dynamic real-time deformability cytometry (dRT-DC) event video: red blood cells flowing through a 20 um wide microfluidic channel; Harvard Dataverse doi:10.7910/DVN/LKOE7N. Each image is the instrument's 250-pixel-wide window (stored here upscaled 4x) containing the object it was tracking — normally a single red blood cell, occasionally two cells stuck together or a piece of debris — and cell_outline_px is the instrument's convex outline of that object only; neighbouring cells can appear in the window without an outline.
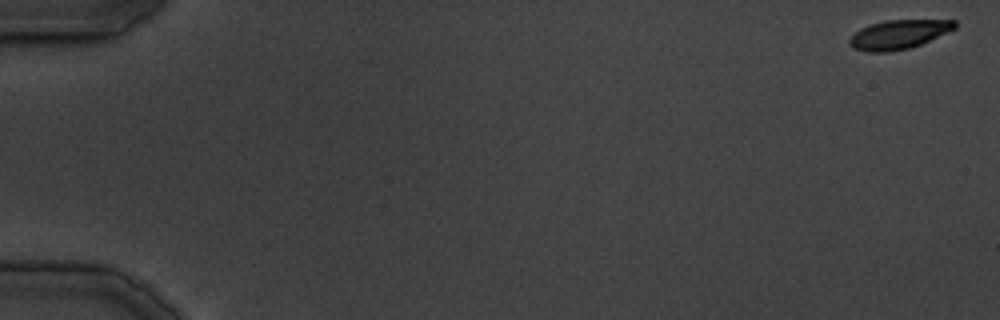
{"species": "common noctule bat (a hibernating species)", "species_latin": "Nyctalus noctula", "temperature_condition": "cold", "stored_images_in_passage": 42, "segment_of_instrument_passage": [1, 2], "camera_frame_rate_fps": 3000, "um_per_image_px": 0.085, "animal": {"sex": "male", "body_mass_g": 19.5, "forearm_length_mm": 54.6}, "frame": {"image": 1, "passage_image": 1, "time_ms": 0.0, "image_size_px": [1000, 320], "cell_outline_px": [[956, 28], [920, 44], [908, 48], [888, 52], [868, 52], [856, 48], [848, 44], [848, 40], [860, 28], [884, 20], [956, 20]], "centroid_in_image_um": [76.37, 2.92], "position_along_channel_um": 8.6, "area_um2": 17.57}}
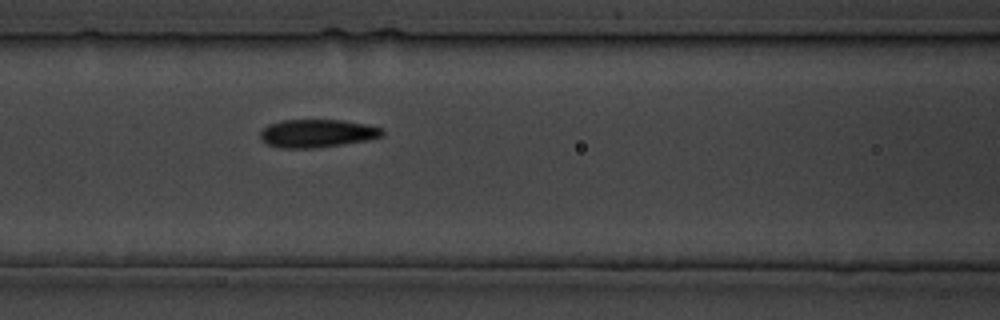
{"frame": {"image": 2, "passage_image": 19, "time_ms": 20.333, "image_size_px": [1000, 320], "cell_outline_px": [[384, 132], [380, 136], [368, 140], [316, 148], [280, 148], [268, 144], [260, 140], [260, 132], [268, 124], [280, 120], [344, 120], [368, 124], [384, 128]], "centroid_in_image_um": [26.95, 11.33], "position_along_channel_um": 139.6, "area_um2": 20.11}}
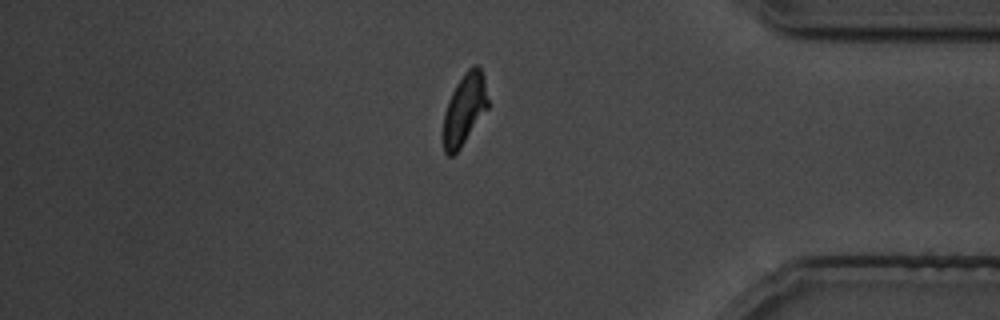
{"frame": {"image": 3, "passage_image": 36, "time_ms": 39.667, "image_size_px": [1000, 320], "cell_outline_px": [[488, 108], [460, 148], [452, 156], [448, 156], [444, 152], [444, 112], [448, 100], [456, 84], [464, 72], [472, 64], [476, 64], [480, 68], [484, 76], [488, 100]], "centroid_in_image_um": [39.49, 9.25], "position_along_channel_um": 395.7, "area_um2": 18.44}}